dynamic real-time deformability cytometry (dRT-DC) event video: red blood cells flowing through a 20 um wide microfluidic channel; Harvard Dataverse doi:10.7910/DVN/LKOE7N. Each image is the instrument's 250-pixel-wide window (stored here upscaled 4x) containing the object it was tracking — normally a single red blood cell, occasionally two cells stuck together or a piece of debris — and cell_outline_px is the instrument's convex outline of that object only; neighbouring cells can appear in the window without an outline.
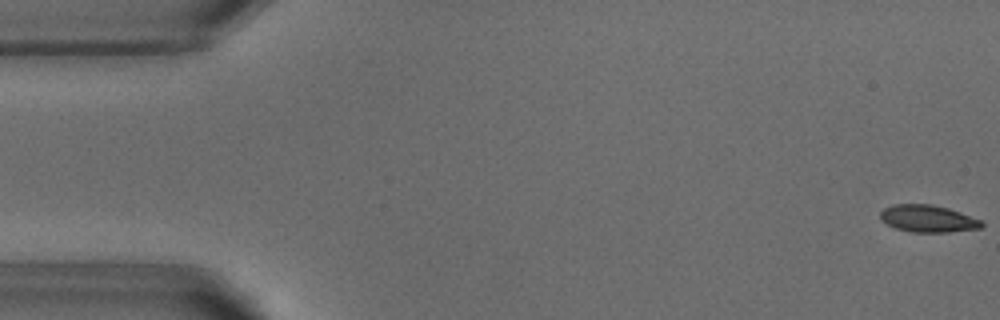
{"species": "common noctule bat (a hibernating species)", "species_latin": "Nyctalus noctula", "temperature_condition": "warm", "stored_images_in_passage": 49, "camera_frame_rate_fps": 3000, "um_per_image_px": 0.085, "animal": {"sex": "male", "body_mass_g": 18.8}, "frame": {"image": 1, "passage_image": 1, "time_ms": 0.0, "image_size_px": [1000, 320], "cell_outline_px": [[984, 224], [980, 228], [948, 232], [912, 232], [896, 228], [880, 220], [880, 212], [884, 208], [892, 204], [932, 204], [948, 208], [960, 212], [980, 220]], "centroid_in_image_um": [78.84, 18.57], "position_along_channel_um": 6.2, "area_um2": 15.95}}
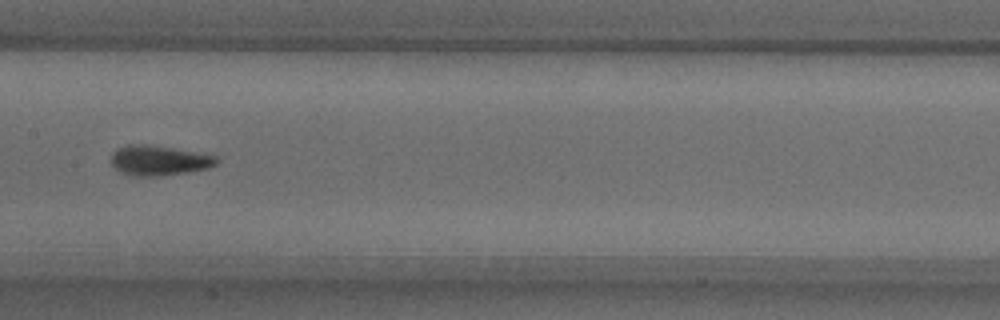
{"frame": {"image": 2, "passage_image": 26, "time_ms": 8.333, "image_size_px": [1000, 320], "cell_outline_px": [[220, 160], [216, 164], [208, 168], [188, 172], [164, 176], [128, 176], [120, 172], [112, 164], [112, 152], [128, 144], [132, 144], [172, 148], [216, 156]], "centroid_in_image_um": [13.51, 13.67], "position_along_channel_um": 193.9, "area_um2": 18.21}}
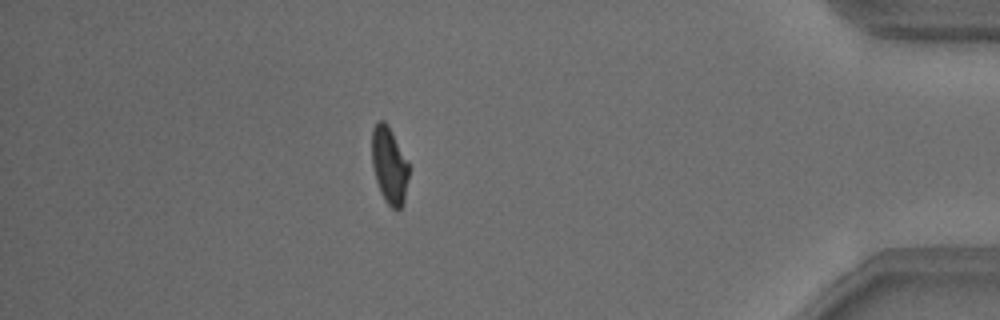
{"frame": {"image": 3, "passage_image": 46, "time_ms": 15.0, "image_size_px": [1000, 320], "cell_outline_px": [[408, 176], [404, 204], [396, 212], [384, 200], [380, 192], [376, 180], [372, 164], [372, 128], [380, 120], [384, 120], [388, 124], [408, 164]], "centroid_in_image_um": [33.08, 14.09], "position_along_channel_um": 402.1, "area_um2": 16.42}}